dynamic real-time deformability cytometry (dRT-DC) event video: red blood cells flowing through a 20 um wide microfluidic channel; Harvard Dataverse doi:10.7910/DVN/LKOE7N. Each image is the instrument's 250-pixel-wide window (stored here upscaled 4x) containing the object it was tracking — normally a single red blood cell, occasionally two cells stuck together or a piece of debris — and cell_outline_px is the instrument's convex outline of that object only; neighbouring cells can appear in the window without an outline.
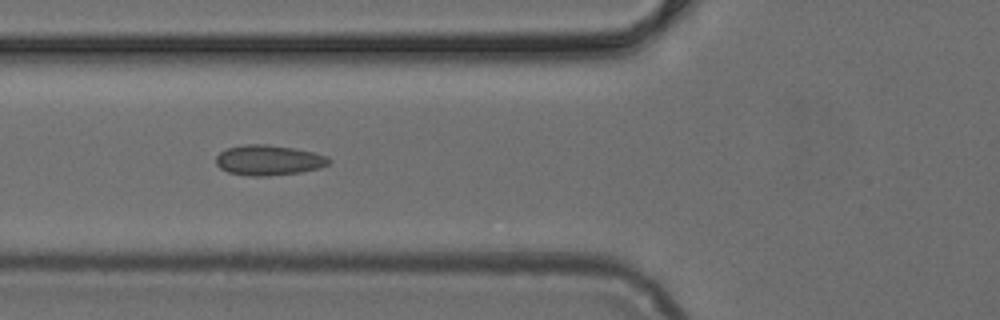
{"species": "common noctule bat (a hibernating species)", "species_latin": "Nyctalus noctula", "temperature_condition": "cold", "stored_images_in_passage": 5, "camera_frame_rate_fps": 3000, "um_per_image_px": 0.085, "animal": {"sex": "female", "body_mass_g": 24.6, "forearm_length_mm": 56.2}, "frame": {"image": 1, "passage_image": 5, "time_ms": 1.333, "image_size_px": [1000, 320], "cell_outline_px": [[332, 160], [328, 164], [320, 168], [300, 172], [268, 176], [248, 176], [228, 172], [220, 168], [216, 164], [216, 156], [220, 152], [228, 148], [244, 144], [268, 144], [296, 148], [328, 156]], "centroid_in_image_um": [22.84, 13.61], "position_along_channel_um": 103.0, "area_um2": 20.06}}